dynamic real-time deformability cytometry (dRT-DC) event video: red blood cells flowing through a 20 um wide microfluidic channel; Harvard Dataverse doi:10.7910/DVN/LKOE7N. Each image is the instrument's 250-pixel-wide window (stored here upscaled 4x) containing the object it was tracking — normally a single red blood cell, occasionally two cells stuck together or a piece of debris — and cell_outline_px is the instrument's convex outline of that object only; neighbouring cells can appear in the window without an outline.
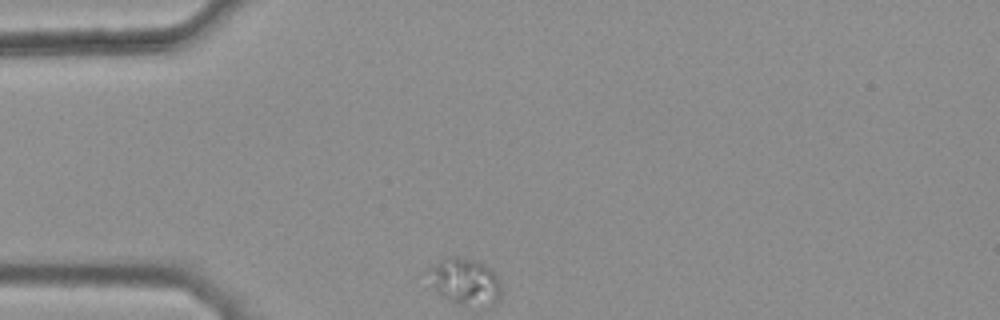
{"species": "common noctule bat (a hibernating species)", "species_latin": "Nyctalus noctula", "temperature_condition": "warm", "stored_images_in_passage": 31, "camera_frame_rate_fps": 3000, "um_per_image_px": 0.085, "animal": {"sex": "female", "body_mass_g": 25.1}, "frame": {"image": 1, "passage_image": 1, "time_ms": 0.0, "image_size_px": [1000, 320], "cell_outline_px": [[500, 296], [496, 304], [460, 304], [440, 296], [420, 272], [440, 260], [448, 256], [456, 256], [476, 260], [484, 264], [496, 276], [500, 284]], "centroid_in_image_um": [39.4, 23.88], "position_along_channel_um": 45.6, "area_um2": 20.06}}
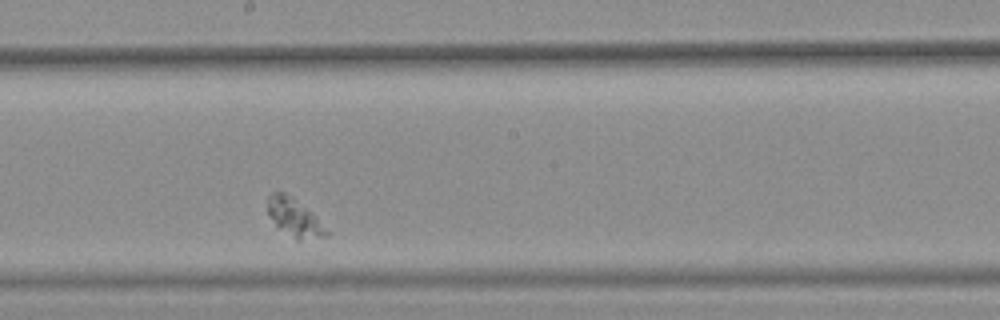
{"frame": {"image": 2, "passage_image": 18, "time_ms": 5.667, "image_size_px": [1000, 320], "cell_outline_px": [[332, 232], [328, 236], [300, 240], [296, 240], [276, 224], [268, 212], [268, 196], [272, 192], [284, 192], [292, 196]], "centroid_in_image_um": [25.07, 18.5], "position_along_channel_um": 223.1, "area_um2": 12.66}}
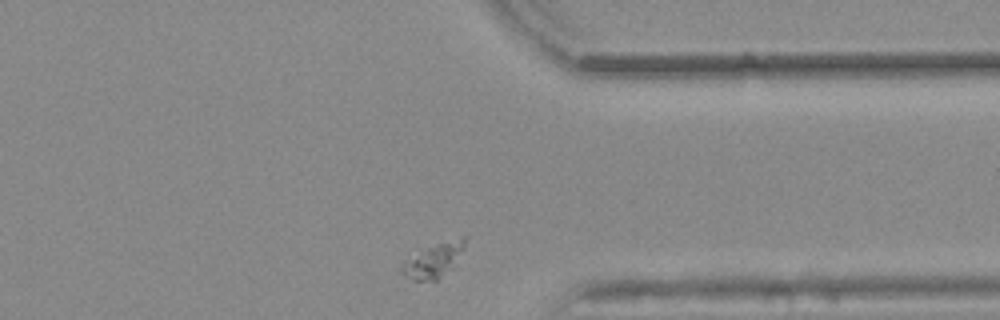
{"frame": {"image": 3, "passage_image": 31, "time_ms": 10.0, "image_size_px": [1000, 320], "cell_outline_px": [[464, 244], [452, 268], [436, 280], [416, 280], [408, 276], [404, 272], [404, 264], [420, 252], [428, 248], [464, 236]], "centroid_in_image_um": [36.92, 22.16], "position_along_channel_um": 374.5, "area_um2": 11.1}}